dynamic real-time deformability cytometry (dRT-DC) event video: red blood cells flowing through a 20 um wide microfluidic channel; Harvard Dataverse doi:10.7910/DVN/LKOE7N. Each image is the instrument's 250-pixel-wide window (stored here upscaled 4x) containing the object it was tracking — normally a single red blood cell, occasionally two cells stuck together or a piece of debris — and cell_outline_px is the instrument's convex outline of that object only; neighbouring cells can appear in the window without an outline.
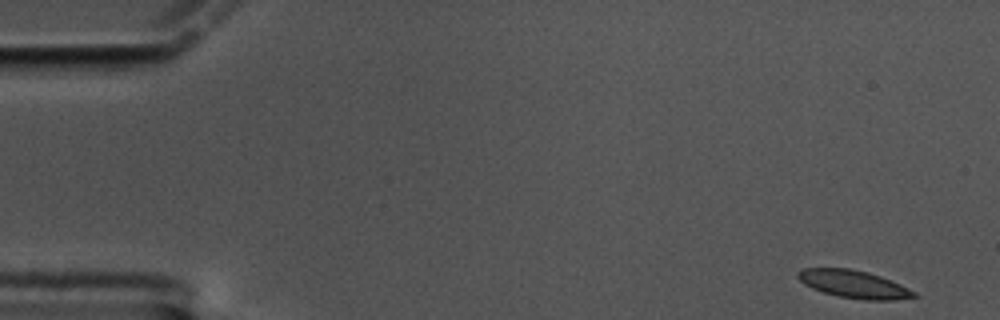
{"species": "common noctule bat (a hibernating species)", "species_latin": "Nyctalus noctula", "temperature_condition": "cold", "stored_images_in_passage": 58, "camera_frame_rate_fps": 3000, "um_per_image_px": 0.085, "animal": {"sex": "male", "body_mass_g": 17.5, "forearm_length_mm": 52.3}, "frame": {"image": 1, "passage_image": 1, "time_ms": 0.0, "image_size_px": [1000, 320], "cell_outline_px": [[920, 296], [896, 300], [864, 300], [840, 296], [824, 292], [812, 288], [804, 284], [796, 276], [796, 272], [800, 268], [848, 268], [868, 272], [880, 276], [900, 284], [916, 292]], "centroid_in_image_um": [72.57, 24.15], "position_along_channel_um": 12.4, "area_um2": 18.79}}
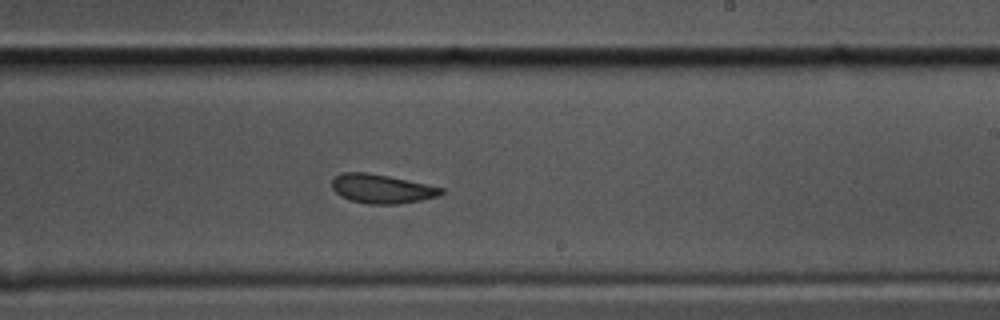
{"frame": {"image": 2, "passage_image": 34, "time_ms": 11.0, "image_size_px": [1000, 320], "cell_outline_px": [[444, 192], [440, 196], [420, 200], [396, 204], [368, 204], [348, 200], [340, 196], [332, 188], [332, 180], [340, 172], [364, 172], [388, 176], [444, 188]], "centroid_in_image_um": [32.42, 16.05], "position_along_channel_um": 256.6, "area_um2": 18.44}}
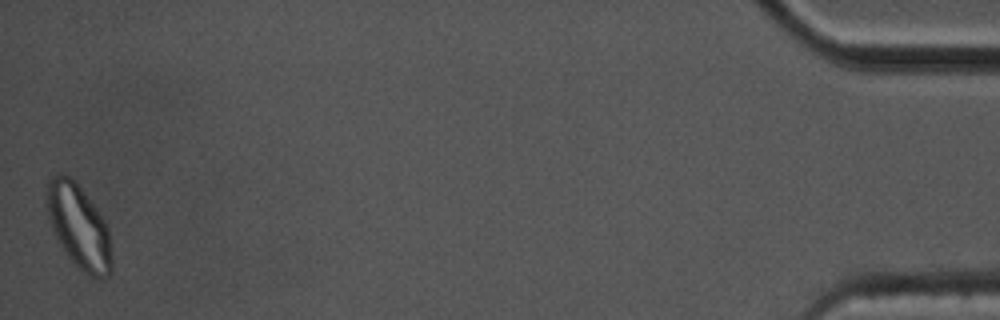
{"frame": {"image": 3, "passage_image": 58, "time_ms": 19.0, "image_size_px": [1000, 320], "cell_outline_px": [[112, 272], [108, 276], [100, 280], [88, 276], [64, 252], [48, 220], [44, 192], [48, 176], [68, 176], [76, 180], [96, 208], [104, 220], [108, 228], [112, 256]], "centroid_in_image_um": [6.68, 19.25], "position_along_channel_um": 428.5, "area_um2": 32.19}, "authors_computed_cell_mechanics": {"area_um2": 19.4208, "velocity_mm_per_s": 3.3129, "shape_relaxation_time_tau1_ms": null, "shape_relaxation_time_tau2_ms": 3.215, "deformation_change_tau1": null, "deformation_change_tau2": 0.0807}}